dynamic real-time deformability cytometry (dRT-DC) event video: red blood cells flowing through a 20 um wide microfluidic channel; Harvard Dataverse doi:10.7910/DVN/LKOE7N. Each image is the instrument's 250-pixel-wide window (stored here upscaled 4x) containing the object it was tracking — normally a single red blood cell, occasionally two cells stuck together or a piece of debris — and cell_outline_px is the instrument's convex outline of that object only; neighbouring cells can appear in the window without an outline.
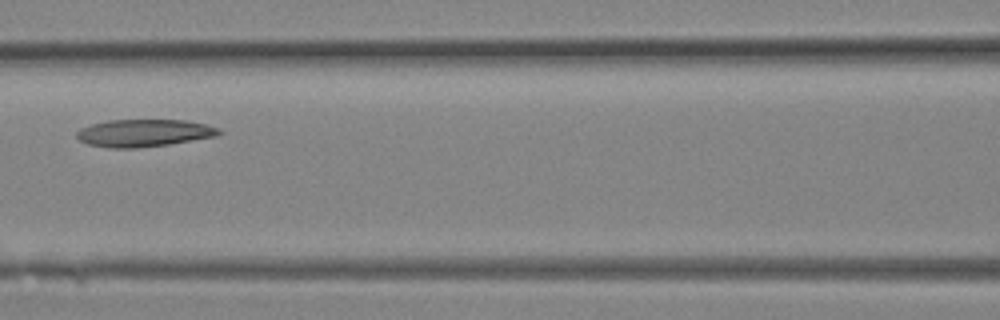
{"species": "Egyptian fruit bat (a non-hibernating species)", "species_latin": "Rousettus aegyptiacus", "temperature_condition": "room temperature", "stored_images_in_passage": 10, "camera_frame_rate_fps": 3000, "um_per_image_px": 0.085, "animal": {"sex": "female"}, "frame": {"image": 1, "passage_image": 9, "time_ms": 2.667, "image_size_px": [1000, 320], "cell_outline_px": [[224, 132], [216, 136], [168, 144], [136, 148], [112, 148], [88, 144], [80, 140], [76, 136], [76, 132], [80, 128], [92, 124], [108, 120], [184, 120], [204, 124], [220, 128]], "centroid_in_image_um": [12.24, 11.3], "position_along_channel_um": 154.4, "area_um2": 22.6}}